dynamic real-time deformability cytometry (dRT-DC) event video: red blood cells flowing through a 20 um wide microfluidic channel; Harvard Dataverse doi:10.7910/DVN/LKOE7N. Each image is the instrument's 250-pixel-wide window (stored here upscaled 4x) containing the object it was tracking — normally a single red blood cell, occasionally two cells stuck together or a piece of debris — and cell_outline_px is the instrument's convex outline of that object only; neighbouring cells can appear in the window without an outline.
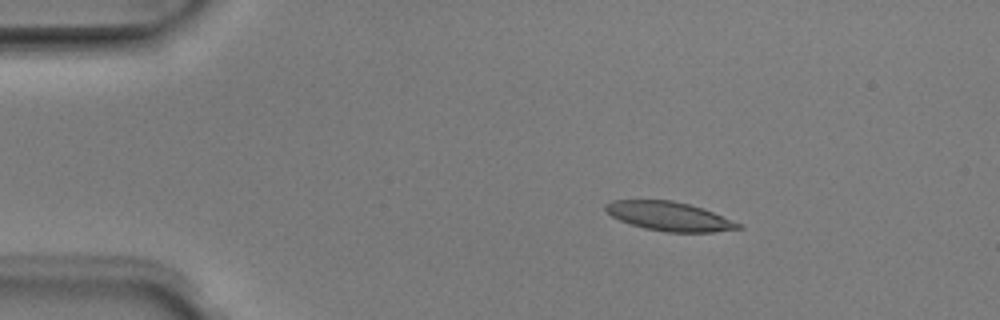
{"species": "Egyptian fruit bat (a non-hibernating species)", "species_latin": "Rousettus aegyptiacus", "temperature_condition": "room temperature", "stored_images_in_passage": 5, "camera_frame_rate_fps": 3000, "um_per_image_px": 0.085, "animal": {"sex": "male"}, "frame": {"image": 1, "passage_image": 2, "time_ms": 0.333, "image_size_px": [1000, 320], "cell_outline_px": [[744, 228], [712, 232], [668, 232], [644, 228], [620, 220], [612, 216], [604, 208], [604, 204], [612, 200], [672, 200], [704, 208], [740, 224]], "centroid_in_image_um": [56.88, 18.38], "position_along_channel_um": 28.1, "area_um2": 22.25}}
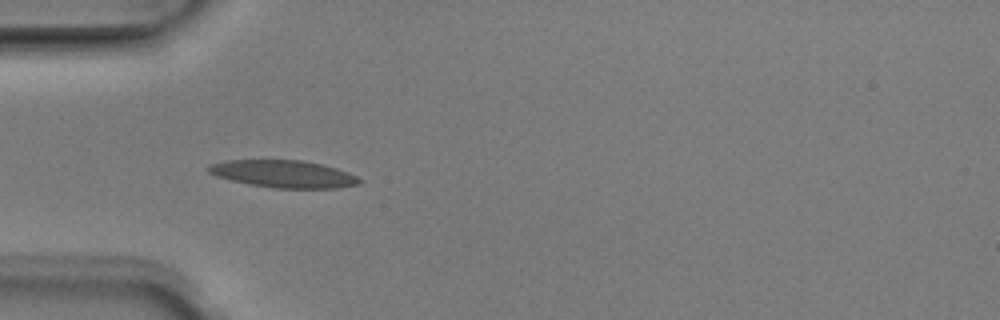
{"frame": {"image": 2, "passage_image": 4, "time_ms": 1.0, "image_size_px": [1000, 320], "cell_outline_px": [[364, 180], [360, 184], [340, 188], [272, 188], [248, 184], [216, 176], [208, 172], [204, 168], [208, 164], [228, 160], [304, 160], [324, 164], [348, 172]], "centroid_in_image_um": [24.11, 14.78], "position_along_channel_um": 60.9, "area_um2": 24.39}}
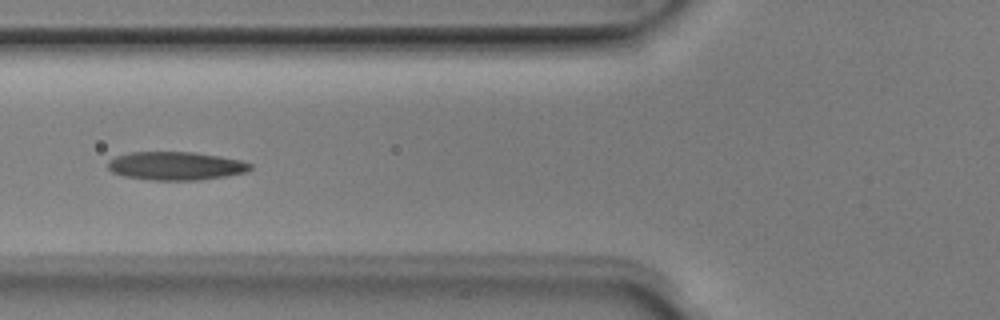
{"frame": {"image": 3, "passage_image": 5, "time_ms": 1.333, "image_size_px": [1000, 320], "cell_outline_px": [[252, 168], [248, 172], [200, 180], [152, 180], [124, 176], [112, 172], [108, 168], [108, 160], [116, 156], [128, 152], [192, 152], [220, 156], [240, 160], [252, 164]], "centroid_in_image_um": [14.94, 14.1], "position_along_channel_um": 110.9, "area_um2": 23.58}}